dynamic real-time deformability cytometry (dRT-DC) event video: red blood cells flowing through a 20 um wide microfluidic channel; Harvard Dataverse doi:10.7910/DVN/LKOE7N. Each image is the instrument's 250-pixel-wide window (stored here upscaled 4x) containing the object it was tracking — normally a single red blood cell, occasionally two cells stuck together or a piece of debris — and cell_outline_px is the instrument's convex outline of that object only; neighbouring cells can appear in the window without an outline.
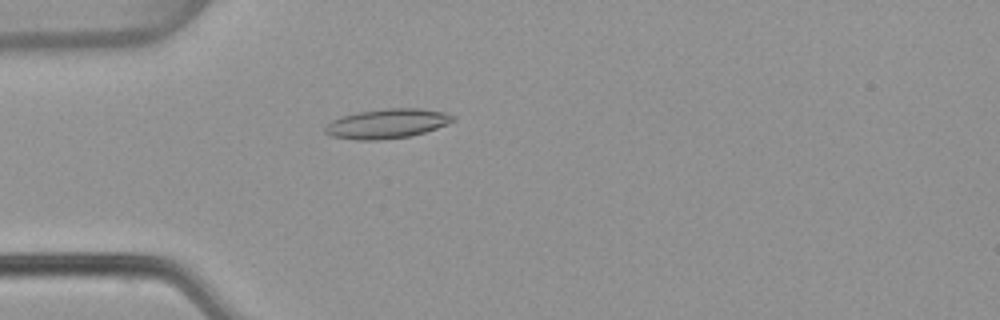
{"species": "common noctule bat (a hibernating species)", "species_latin": "Nyctalus noctula", "temperature_condition": "warm", "stored_images_in_passage": 54, "camera_frame_rate_fps": 3000, "um_per_image_px": 0.085, "animal": {"sex": "female", "body_mass_g": 22.7, "forearm_length_mm": 54.2}, "frame": {"image": 1, "passage_image": 16, "time_ms": 5.0, "image_size_px": [1000, 320], "cell_outline_px": [[456, 120], [448, 124], [412, 136], [380, 140], [356, 140], [332, 136], [324, 132], [324, 128], [332, 120], [356, 112], [388, 108], [420, 108], [444, 112], [456, 116]], "centroid_in_image_um": [32.93, 10.51], "position_along_channel_um": 52.1, "area_um2": 22.08}}
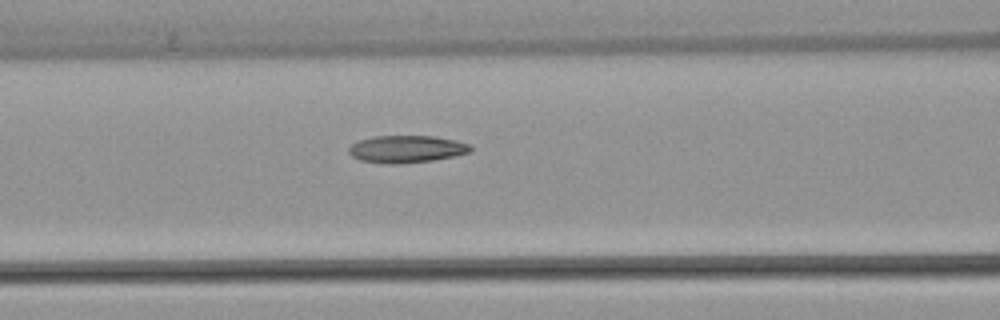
{"frame": {"image": 2, "passage_image": 23, "time_ms": 7.333, "image_size_px": [1000, 320], "cell_outline_px": [[472, 152], [456, 156], [432, 160], [392, 164], [388, 164], [360, 160], [352, 156], [348, 152], [348, 148], [352, 144], [360, 140], [372, 136], [436, 136], [456, 140], [472, 144]], "centroid_in_image_um": [34.6, 12.66], "position_along_channel_um": 132.0, "area_um2": 19.48}}
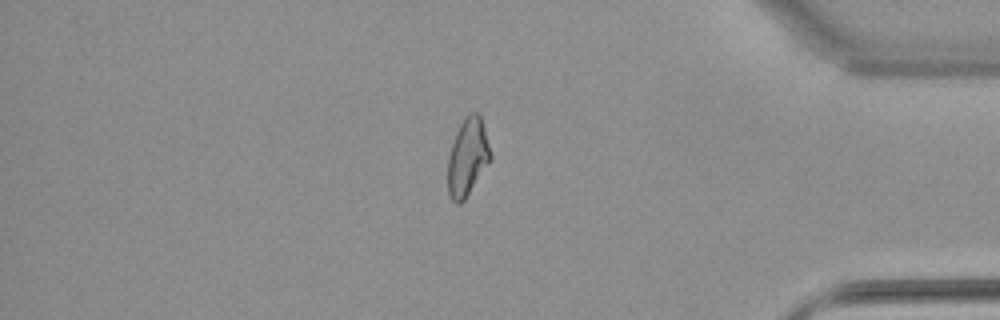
{"frame": {"image": 3, "passage_image": 46, "time_ms": 15.0, "image_size_px": [1000, 320], "cell_outline_px": [[492, 160], [464, 200], [460, 204], [456, 204], [452, 200], [448, 192], [448, 156], [456, 132], [460, 124], [472, 112], [480, 112], [492, 156]], "centroid_in_image_um": [39.76, 13.37], "position_along_channel_um": 395.4, "area_um2": 19.31}, "authors_computed_cell_mechanics": {"area_um2": 19.5942, "velocity_mm_per_s": 3.8389, "shape_relaxation_time_tau1_ms": null, "shape_relaxation_time_tau2_ms": 3.252, "deformation_change_tau1": null, "deformation_change_tau2": 0.1096}}